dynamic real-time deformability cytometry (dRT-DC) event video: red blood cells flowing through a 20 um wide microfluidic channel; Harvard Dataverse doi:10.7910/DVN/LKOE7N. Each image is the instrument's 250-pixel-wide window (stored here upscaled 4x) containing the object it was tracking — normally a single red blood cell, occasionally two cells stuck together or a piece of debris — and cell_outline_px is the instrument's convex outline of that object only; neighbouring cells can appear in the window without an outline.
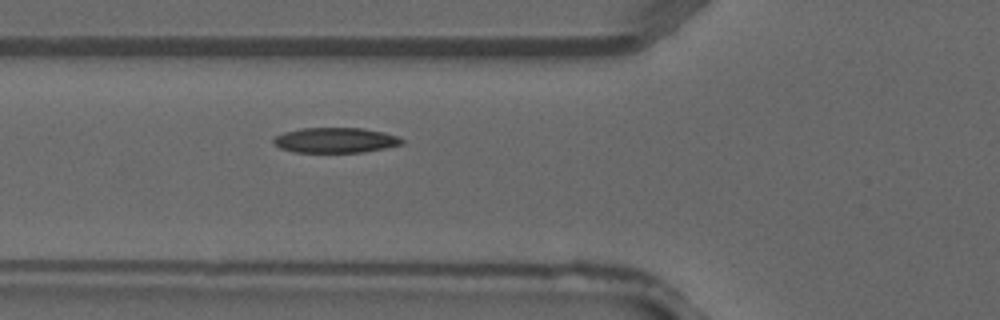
{"species": "common noctule bat (a hibernating species)", "species_latin": "Nyctalus noctula", "temperature_condition": "warm", "stored_images_in_passage": 2, "camera_frame_rate_fps": 3000, "um_per_image_px": 0.085, "animal": {"sex": "male", "forearm_length_mm": 52.5}, "frame": {"image": 1, "passage_image": 2, "time_ms": 0.333, "image_size_px": [1000, 320], "cell_outline_px": [[404, 144], [384, 148], [360, 152], [292, 152], [280, 148], [272, 144], [272, 140], [276, 136], [284, 132], [300, 128], [364, 128], [384, 132], [396, 136], [404, 140]], "centroid_in_image_um": [28.48, 11.91], "position_along_channel_um": 97.3, "area_um2": 18.9}}